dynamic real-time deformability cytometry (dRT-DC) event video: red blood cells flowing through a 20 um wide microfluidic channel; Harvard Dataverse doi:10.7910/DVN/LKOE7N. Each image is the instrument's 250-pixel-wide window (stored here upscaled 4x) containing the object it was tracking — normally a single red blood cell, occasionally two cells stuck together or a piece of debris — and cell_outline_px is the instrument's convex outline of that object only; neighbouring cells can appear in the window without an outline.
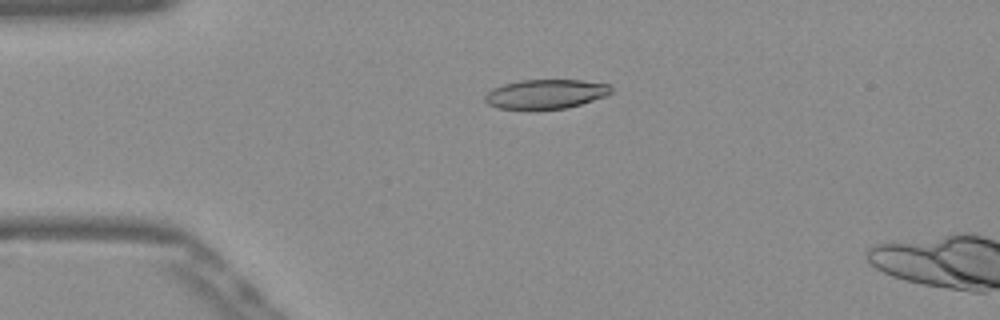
{"species": "Egyptian fruit bat (a non-hibernating species)", "species_latin": "Rousettus aegyptiacus", "temperature_condition": "warm", "stored_images_in_passage": 52, "camera_frame_rate_fps": 3000, "um_per_image_px": 0.085, "frame": {"image": 1, "passage_image": 12, "time_ms": 3.667, "image_size_px": [1000, 320], "cell_outline_px": [[612, 92], [608, 96], [568, 108], [536, 112], [528, 112], [496, 108], [488, 104], [484, 100], [484, 96], [492, 88], [504, 84], [520, 80], [580, 80], [612, 84]], "centroid_in_image_um": [46.38, 8.04], "position_along_channel_um": 38.6, "area_um2": 22.72}}
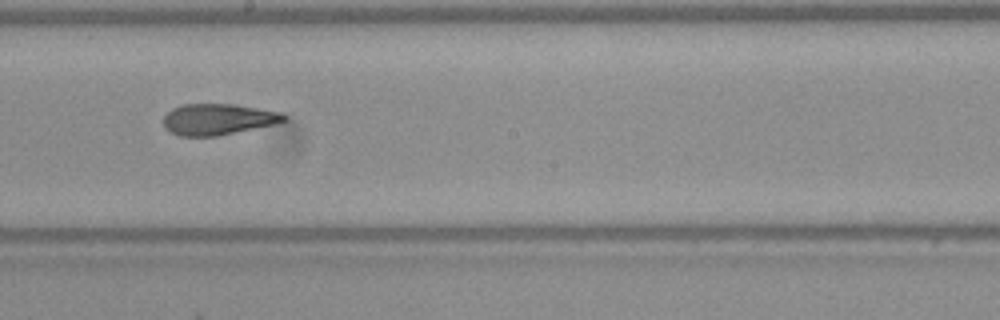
{"frame": {"image": 2, "passage_image": 29, "time_ms": 9.333, "image_size_px": [1000, 320], "cell_outline_px": [[288, 120], [272, 124], [216, 136], [180, 136], [164, 128], [164, 116], [172, 108], [184, 104], [232, 104], [280, 112], [288, 116]], "centroid_in_image_um": [18.51, 10.13], "position_along_channel_um": 229.7, "area_um2": 21.56}}
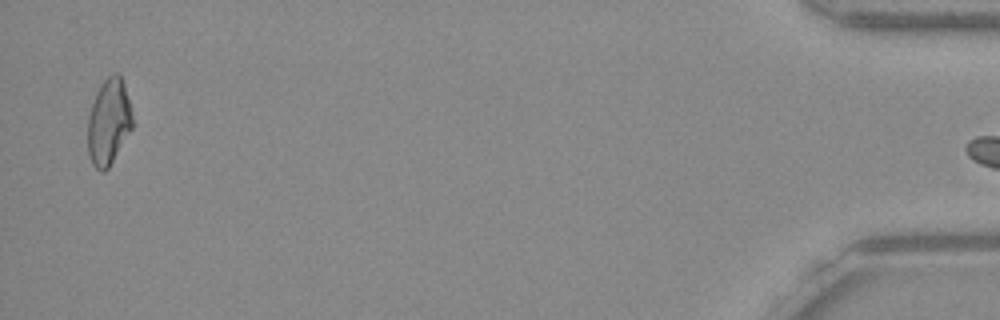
{"frame": {"image": 3, "passage_image": 51, "time_ms": 16.667, "image_size_px": [1000, 320], "cell_outline_px": [[132, 128], [108, 168], [104, 172], [100, 172], [92, 164], [88, 152], [88, 116], [96, 92], [100, 84], [112, 72], [116, 72], [120, 76], [124, 84], [132, 116]], "centroid_in_image_um": [9.22, 10.36], "position_along_channel_um": 426.0, "area_um2": 22.2}}